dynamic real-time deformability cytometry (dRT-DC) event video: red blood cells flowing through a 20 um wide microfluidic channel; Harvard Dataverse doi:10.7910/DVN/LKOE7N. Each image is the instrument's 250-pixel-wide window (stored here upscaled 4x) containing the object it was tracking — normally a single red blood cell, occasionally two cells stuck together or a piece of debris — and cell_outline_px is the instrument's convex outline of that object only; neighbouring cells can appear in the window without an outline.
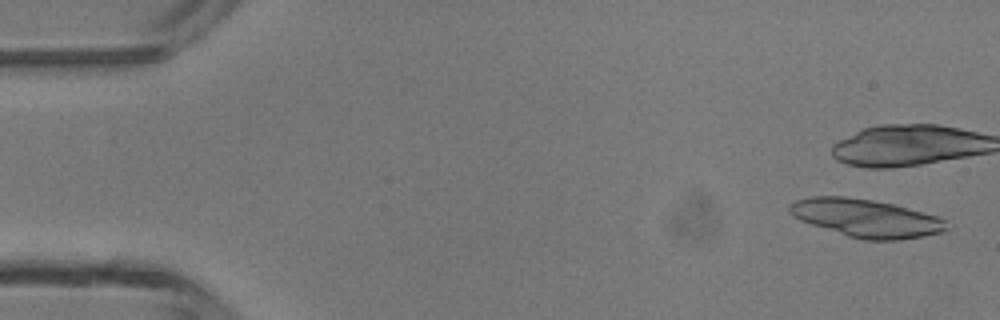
{"species": "common noctule bat (a hibernating species)", "species_latin": "Nyctalus noctula", "temperature_condition": "room temperature", "stored_images_in_passage": 3, "camera_frame_rate_fps": 3000, "um_per_image_px": 0.085, "animal": {"sex": "male", "body_mass_g": 13.3}, "frame": {"image": 1, "passage_image": 1, "time_ms": 0.0, "image_size_px": [1000, 320], "cell_outline_px": [[948, 228], [944, 232], [924, 236], [900, 240], [864, 240], [848, 236], [800, 220], [792, 216], [788, 212], [788, 204], [796, 200], [812, 196], [844, 196], [872, 200], [892, 204], [936, 216], [944, 220]], "centroid_in_image_um": [73.58, 18.54], "position_along_channel_um": 11.4, "area_um2": 34.56}}